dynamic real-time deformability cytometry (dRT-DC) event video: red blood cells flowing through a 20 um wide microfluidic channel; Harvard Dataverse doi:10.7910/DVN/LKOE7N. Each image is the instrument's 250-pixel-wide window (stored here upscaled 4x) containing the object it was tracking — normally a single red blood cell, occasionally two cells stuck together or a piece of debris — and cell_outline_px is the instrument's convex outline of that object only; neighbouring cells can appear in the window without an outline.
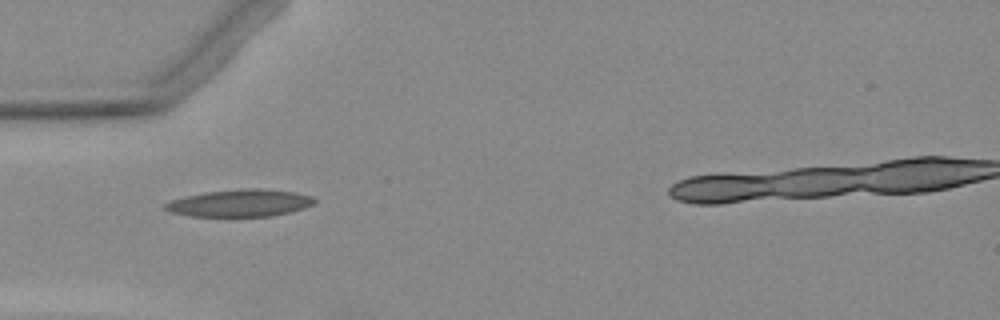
{"species": "Egyptian fruit bat (a non-hibernating species)", "species_latin": "Rousettus aegyptiacus", "temperature_condition": "warm", "stored_images_in_passage": 3, "camera_frame_rate_fps": 3000, "um_per_image_px": 0.085, "animal": {"sex": "female"}, "frame": {"image": 1, "passage_image": 3, "time_ms": 2.667, "image_size_px": [1000, 320], "cell_outline_px": [[316, 204], [304, 208], [272, 216], [192, 216], [172, 212], [164, 208], [164, 204], [172, 200], [184, 196], [204, 192], [252, 188], [260, 188], [296, 192], [312, 196], [316, 200]], "centroid_in_image_um": [20.44, 17.25], "position_along_channel_um": 64.6, "area_um2": 23.58}}